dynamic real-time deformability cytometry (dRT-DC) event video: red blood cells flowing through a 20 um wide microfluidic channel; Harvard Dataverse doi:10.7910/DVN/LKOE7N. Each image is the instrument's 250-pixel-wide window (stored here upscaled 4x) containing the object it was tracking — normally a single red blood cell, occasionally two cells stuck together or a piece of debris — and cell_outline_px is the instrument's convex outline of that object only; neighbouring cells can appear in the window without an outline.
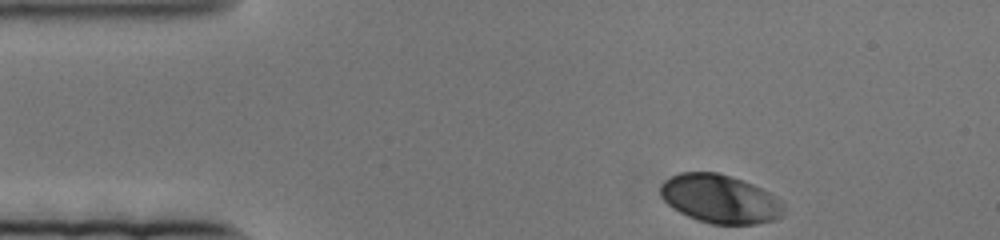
{"species": "human", "species_latin": "Homo sapiens", "temperature_condition": "cold", "stored_images_in_passage": 56, "camera_frame_rate_fps": 3000, "um_per_image_px": 0.085, "donor": {"sex": "female"}, "frame": {"image": 1, "passage_image": 1, "time_ms": 0.0, "image_size_px": [1000, 240], "cell_outline_px": [[784, 216], [776, 220], [756, 224], [712, 224], [688, 216], [672, 208], [660, 196], [660, 184], [664, 180], [680, 172], [716, 172], [752, 184], [776, 196], [784, 204]], "centroid_in_image_um": [61.21, 16.92], "position_along_channel_um": 23.8, "area_um2": 34.91}}
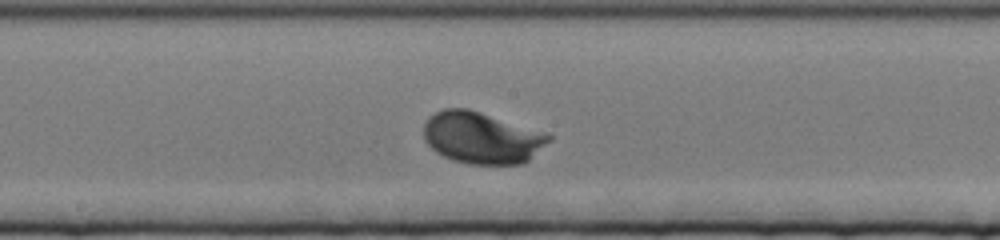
{"frame": {"image": 2, "passage_image": 32, "time_ms": 10.333, "image_size_px": [1000, 240], "cell_outline_px": [[552, 140], [524, 164], [468, 164], [452, 160], [436, 152], [424, 140], [424, 124], [428, 116], [444, 108], [468, 108], [544, 132], [552, 136]], "centroid_in_image_um": [40.94, 11.71], "position_along_channel_um": 207.3, "area_um2": 37.74}}
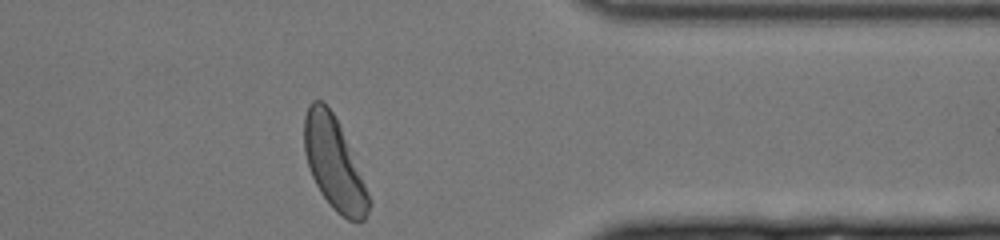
{"frame": {"image": 3, "passage_image": 56, "time_ms": 18.333, "image_size_px": [1000, 240], "cell_outline_px": [[372, 204], [364, 220], [348, 220], [340, 216], [332, 208], [320, 192], [312, 176], [304, 152], [304, 116], [308, 104], [312, 100], [320, 100], [332, 112], [340, 124], [372, 200]], "centroid_in_image_um": [28.4, 13.92], "position_along_channel_um": 383.0, "area_um2": 34.62}}